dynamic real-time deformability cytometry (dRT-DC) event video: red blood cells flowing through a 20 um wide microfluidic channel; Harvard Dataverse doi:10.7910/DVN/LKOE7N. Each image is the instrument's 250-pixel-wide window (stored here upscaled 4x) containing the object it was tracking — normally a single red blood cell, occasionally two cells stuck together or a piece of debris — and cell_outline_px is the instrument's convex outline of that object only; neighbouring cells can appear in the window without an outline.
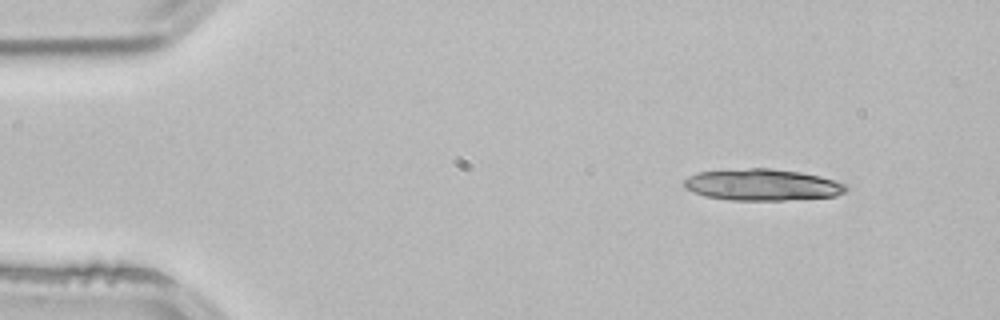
{"species": "common noctule bat (a hibernating species)", "species_latin": "Nyctalus noctula", "temperature_condition": "room temperature", "stored_images_in_passage": 10, "camera_frame_rate_fps": 3000, "um_per_image_px": 0.085, "animal": {"sex": "male", "body_mass_g": 21.5, "forearm_length_mm": 52.0}, "frame": {"image": 1, "passage_image": 1, "time_ms": 0.0, "image_size_px": [1000, 320], "cell_outline_px": [[848, 188], [844, 192], [836, 196], [784, 200], [728, 200], [704, 196], [692, 192], [684, 188], [680, 184], [688, 176], [696, 172], [748, 168], [768, 168], [800, 172], [820, 176], [848, 184]], "centroid_in_image_um": [64.75, 15.71], "position_along_channel_um": 20.3, "area_um2": 30.06}}